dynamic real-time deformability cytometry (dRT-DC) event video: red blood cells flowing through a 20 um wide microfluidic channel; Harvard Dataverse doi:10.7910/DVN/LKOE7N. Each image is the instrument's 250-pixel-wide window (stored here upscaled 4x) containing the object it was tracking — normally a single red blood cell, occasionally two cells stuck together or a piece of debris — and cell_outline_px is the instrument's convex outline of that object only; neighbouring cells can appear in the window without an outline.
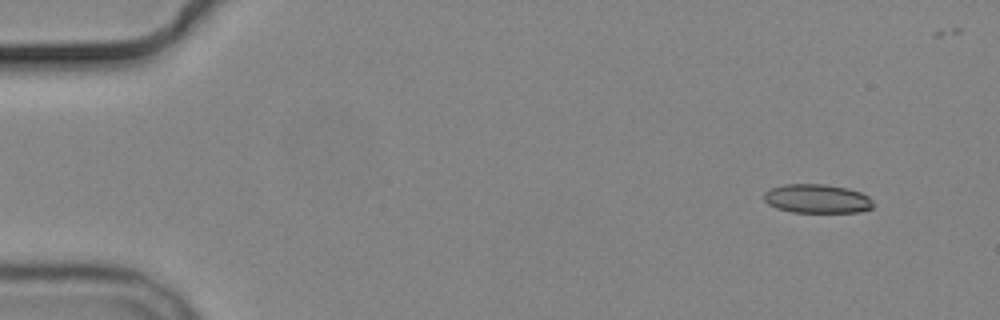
{"species": "common noctule bat (a hibernating species)", "species_latin": "Nyctalus noctula", "temperature_condition": "cold", "stored_images_in_passage": 6, "camera_frame_rate_fps": 3000, "um_per_image_px": 0.085, "animal": {"sex": "male", "body_mass_g": 19.2, "forearm_length_mm": 51.8}, "frame": {"image": 1, "passage_image": 1, "time_ms": 0.0, "image_size_px": [1000, 320], "cell_outline_px": [[876, 204], [872, 208], [860, 212], [792, 212], [776, 208], [768, 204], [764, 200], [764, 192], [772, 188], [784, 184], [824, 184], [848, 188], [860, 192], [868, 196]], "centroid_in_image_um": [69.47, 16.89], "position_along_channel_um": 15.5, "area_um2": 18.55}}
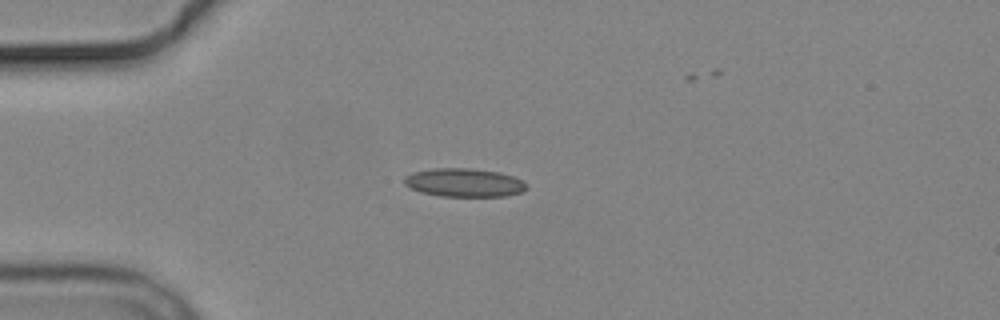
{"frame": {"image": 2, "passage_image": 4, "time_ms": 3.333, "image_size_px": [1000, 320], "cell_outline_px": [[528, 188], [520, 192], [508, 196], [440, 196], [420, 192], [404, 184], [404, 176], [412, 172], [432, 168], [472, 168], [500, 172], [524, 180], [528, 184]], "centroid_in_image_um": [39.47, 15.51], "position_along_channel_um": 45.5, "area_um2": 20.52}}